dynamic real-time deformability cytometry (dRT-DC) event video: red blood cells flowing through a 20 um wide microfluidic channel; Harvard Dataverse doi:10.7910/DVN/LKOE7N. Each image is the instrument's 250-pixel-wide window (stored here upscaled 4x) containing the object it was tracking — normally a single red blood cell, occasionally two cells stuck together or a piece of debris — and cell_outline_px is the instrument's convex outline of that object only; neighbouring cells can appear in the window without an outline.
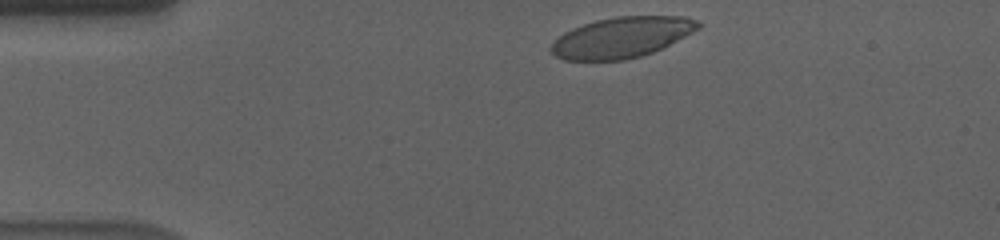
{"species": "human", "species_latin": "Homo sapiens", "temperature_condition": "cold", "stored_images_in_passage": 39, "camera_frame_rate_fps": 3000, "um_per_image_px": 0.085, "donor": {"sex": "male"}, "frame": {"image": 1, "passage_image": 2, "time_ms": 0.333, "image_size_px": [1000, 240], "cell_outline_px": [[704, 24], [700, 28], [652, 52], [640, 56], [624, 60], [564, 60], [556, 56], [548, 48], [564, 32], [572, 28], [596, 20], [616, 16], [684, 16], [696, 20]], "centroid_in_image_um": [52.84, 3.17], "position_along_channel_um": 32.2, "area_um2": 34.56}}
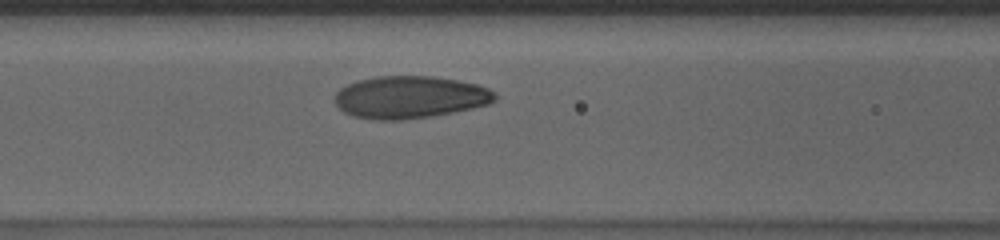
{"frame": {"image": 2, "passage_image": 15, "time_ms": 4.667, "image_size_px": [1000, 240], "cell_outline_px": [[496, 100], [488, 104], [472, 108], [432, 116], [404, 120], [372, 120], [352, 116], [344, 112], [336, 104], [336, 92], [340, 88], [348, 84], [360, 80], [376, 76], [432, 76], [456, 80], [476, 84], [488, 88], [496, 92]], "centroid_in_image_um": [34.84, 8.27], "position_along_channel_um": 131.8, "area_um2": 39.54}}
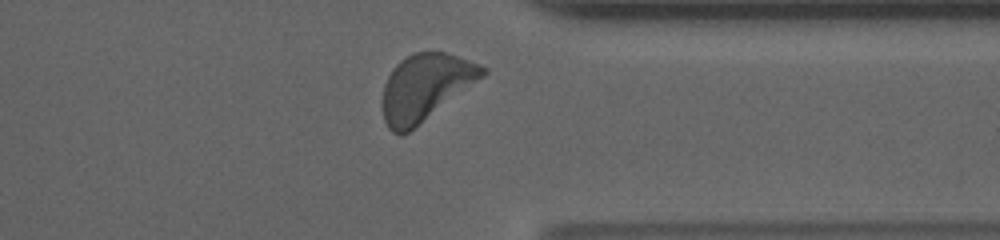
{"frame": {"image": 3, "passage_image": 36, "time_ms": 11.667, "image_size_px": [1000, 240], "cell_outline_px": [[488, 72], [484, 76], [408, 132], [392, 132], [388, 128], [384, 120], [384, 84], [392, 68], [400, 60], [416, 52], [444, 52], [480, 64], [488, 68]], "centroid_in_image_um": [36.17, 7.38], "position_along_channel_um": 375.2, "area_um2": 37.86}, "authors_computed_cell_mechanics": {"area_um2": 38.0902, "velocity_mm_per_s": 3.5351, "shape_relaxation_time_tau1_ms": 4.5974, "shape_relaxation_time_tau2_ms": 1.2716, "deformation_change_tau1": 0.18, "deformation_change_tau2": 0.0632}}